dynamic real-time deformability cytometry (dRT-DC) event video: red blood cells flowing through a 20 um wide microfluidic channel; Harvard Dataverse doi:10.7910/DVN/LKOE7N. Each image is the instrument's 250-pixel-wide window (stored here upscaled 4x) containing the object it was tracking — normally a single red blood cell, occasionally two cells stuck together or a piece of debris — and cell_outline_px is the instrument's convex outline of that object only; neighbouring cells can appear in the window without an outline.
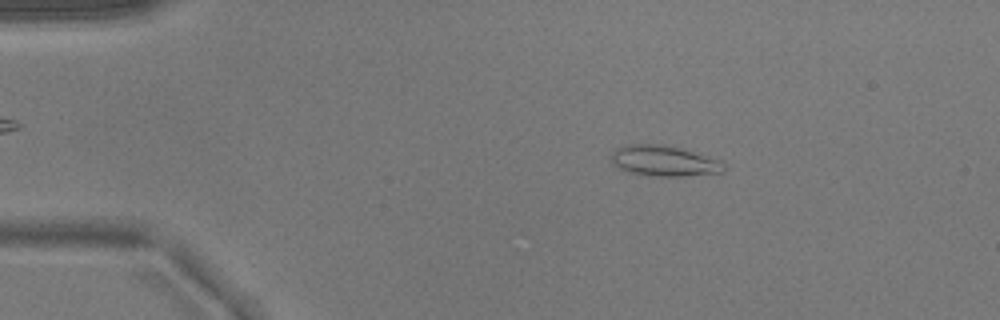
{"species": "common noctule bat (a hibernating species)", "species_latin": "Nyctalus noctula", "temperature_condition": "warm", "stored_images_in_passage": 48, "camera_frame_rate_fps": 3000, "um_per_image_px": 0.085, "animal": {"sex": "male", "body_mass_g": 17.9}, "frame": {"image": 1, "passage_image": 6, "time_ms": 1.667, "image_size_px": [1000, 320], "cell_outline_px": [[728, 168], [724, 172], [684, 176], [648, 176], [628, 172], [612, 164], [612, 152], [616, 148], [628, 144], [660, 144], [684, 148], [720, 160]], "centroid_in_image_um": [56.47, 13.67], "position_along_channel_um": 28.5, "area_um2": 20.4}}
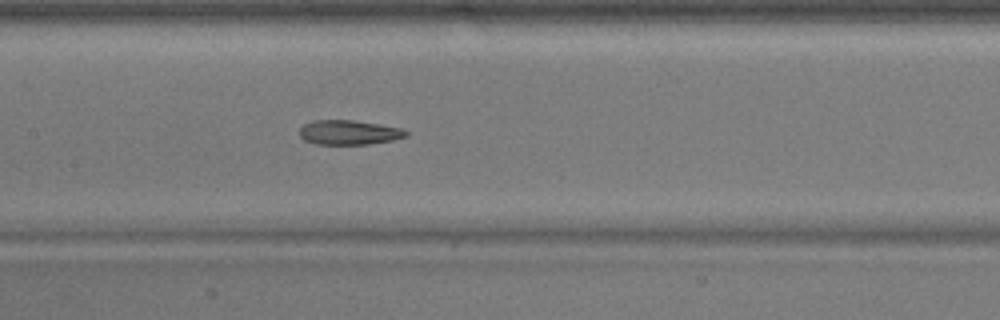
{"frame": {"image": 2, "passage_image": 22, "time_ms": 7.0, "image_size_px": [1000, 320], "cell_outline_px": [[408, 136], [392, 140], [368, 144], [316, 144], [304, 140], [300, 136], [300, 128], [304, 124], [312, 120], [352, 120], [380, 124], [400, 128], [408, 132]], "centroid_in_image_um": [29.65, 11.25], "position_along_channel_um": 177.8, "area_um2": 15.2}}
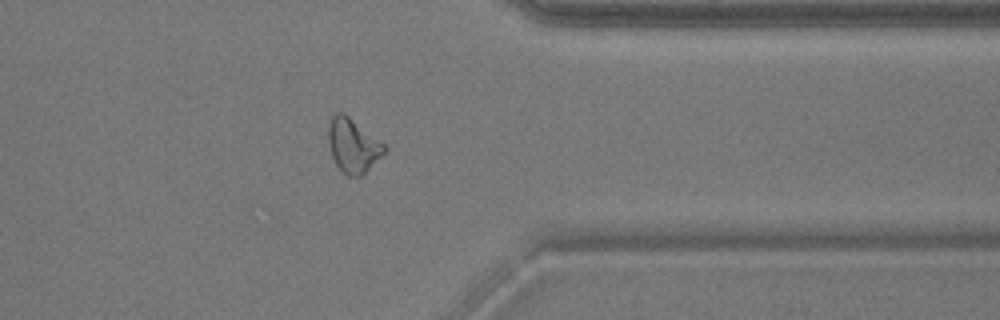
{"frame": {"image": 3, "passage_image": 38, "time_ms": 12.333, "image_size_px": [1000, 320], "cell_outline_px": [[388, 148], [360, 176], [348, 176], [336, 164], [332, 156], [328, 144], [328, 128], [332, 116], [336, 112], [344, 112], [384, 144]], "centroid_in_image_um": [29.97, 12.33], "position_along_channel_um": 381.4, "area_um2": 17.22}}